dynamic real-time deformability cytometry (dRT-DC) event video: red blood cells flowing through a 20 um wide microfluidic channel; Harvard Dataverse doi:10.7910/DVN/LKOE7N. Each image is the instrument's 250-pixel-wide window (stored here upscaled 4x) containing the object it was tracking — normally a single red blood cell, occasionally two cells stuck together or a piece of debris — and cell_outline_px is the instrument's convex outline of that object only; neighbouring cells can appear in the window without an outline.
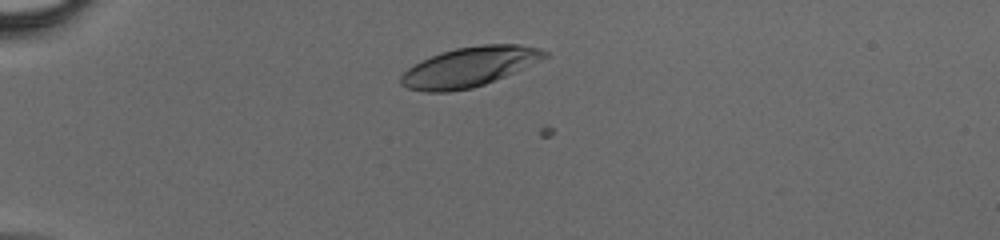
{"species": "human", "species_latin": "Homo sapiens", "temperature_condition": "cold", "stored_images_in_passage": 34, "camera_frame_rate_fps": 3000, "um_per_image_px": 0.085, "donor": {"sex": "male"}, "frame": {"image": 1, "passage_image": 1, "time_ms": 0.0, "image_size_px": [1000, 240], "cell_outline_px": [[548, 56], [540, 60], [504, 76], [484, 84], [472, 88], [448, 92], [424, 92], [408, 88], [400, 84], [400, 76], [408, 68], [440, 52], [456, 48], [480, 44], [520, 44], [540, 48], [548, 52]], "centroid_in_image_um": [39.88, 5.68], "position_along_channel_um": 45.1, "area_um2": 32.95}}
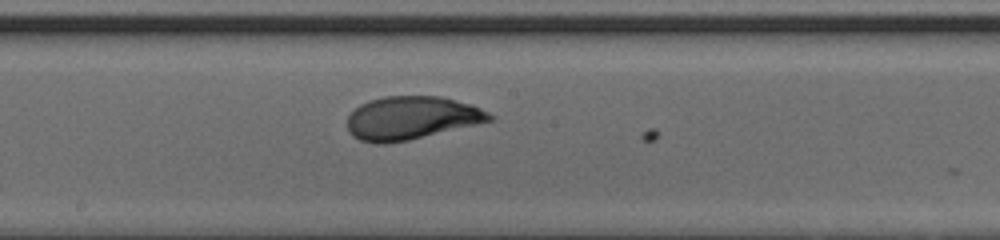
{"frame": {"image": 2, "passage_image": 15, "time_ms": 4.667, "image_size_px": [1000, 240], "cell_outline_px": [[496, 120], [408, 140], [384, 144], [376, 144], [360, 140], [352, 136], [348, 132], [348, 116], [360, 104], [368, 100], [384, 96], [440, 96], [472, 104], [496, 116]], "centroid_in_image_um": [34.99, 10.03], "position_along_channel_um": 213.2, "area_um2": 36.07}}
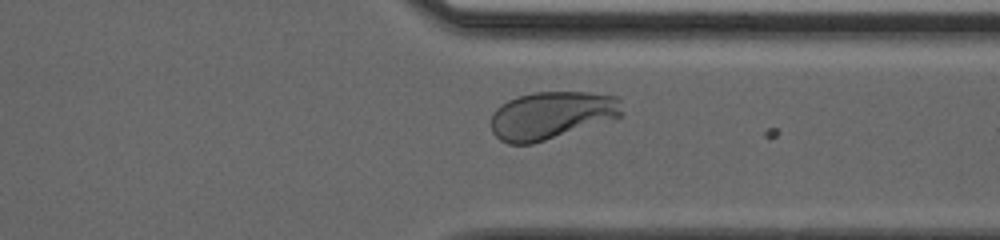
{"frame": {"image": 3, "passage_image": 25, "time_ms": 8.0, "image_size_px": [1000, 240], "cell_outline_px": [[624, 116], [532, 144], [508, 144], [500, 140], [492, 132], [492, 112], [500, 104], [508, 100], [520, 96], [536, 92], [588, 92], [620, 96], [624, 112]], "centroid_in_image_um": [46.92, 9.79], "position_along_channel_um": 364.5, "area_um2": 36.65}}